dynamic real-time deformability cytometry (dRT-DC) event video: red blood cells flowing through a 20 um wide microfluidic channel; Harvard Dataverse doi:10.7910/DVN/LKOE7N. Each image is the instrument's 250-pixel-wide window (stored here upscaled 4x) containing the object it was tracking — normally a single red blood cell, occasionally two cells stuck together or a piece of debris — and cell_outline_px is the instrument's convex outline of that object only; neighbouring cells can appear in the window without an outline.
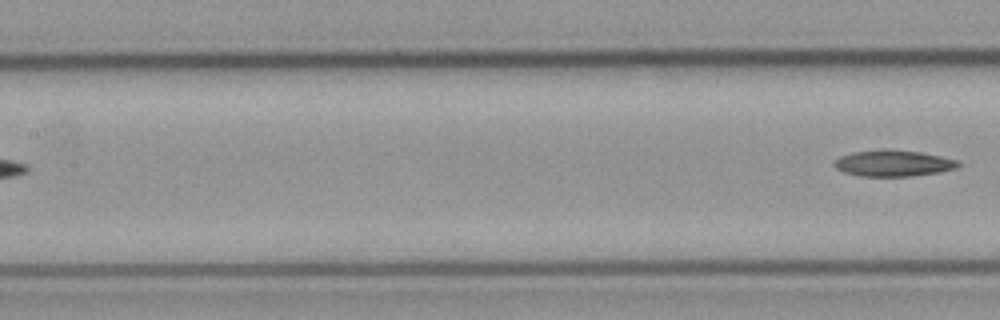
{"species": "common noctule bat (a hibernating species)", "species_latin": "Nyctalus noctula", "temperature_condition": "cold", "stored_images_in_passage": 5, "segment_of_instrument_passage": [2, 2], "camera_frame_rate_fps": 3000, "um_per_image_px": 0.085, "animal": {"sex": "male", "body_mass_g": 23.1, "forearm_length_mm": 52.7}, "frame": {"image": 1, "passage_image": 5, "time_ms": 5.0, "image_size_px": [1000, 320], "cell_outline_px": [[960, 164], [956, 168], [940, 172], [908, 176], [860, 176], [844, 172], [836, 168], [832, 164], [832, 160], [840, 156], [852, 152], [884, 148], [888, 148], [920, 152], [940, 156], [956, 160]], "centroid_in_image_um": [75.86, 13.86], "position_along_channel_um": 131.5, "area_um2": 19.13}}